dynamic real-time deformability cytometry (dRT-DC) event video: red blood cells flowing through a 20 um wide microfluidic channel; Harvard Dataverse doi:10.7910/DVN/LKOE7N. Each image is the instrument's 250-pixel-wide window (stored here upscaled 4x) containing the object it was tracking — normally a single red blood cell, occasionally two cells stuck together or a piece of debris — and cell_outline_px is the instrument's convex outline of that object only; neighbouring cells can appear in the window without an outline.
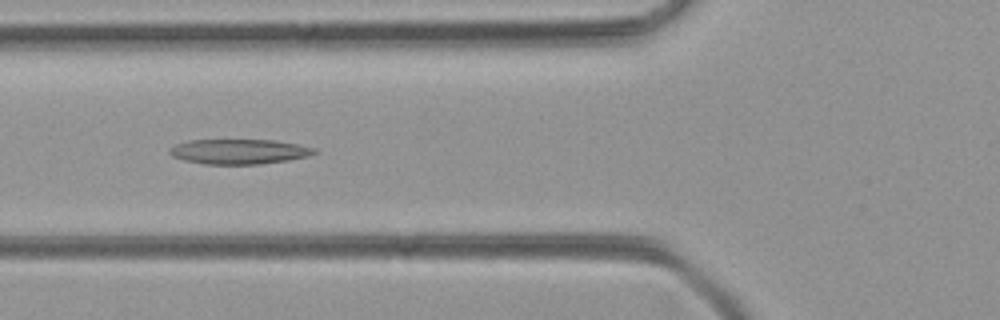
{"species": "common noctule bat (a hibernating species)", "species_latin": "Nyctalus noctula", "temperature_condition": "room temperature", "stored_images_in_passage": 27, "camera_frame_rate_fps": 3000, "um_per_image_px": 0.085, "animal": {"sex": "female", "body_mass_g": 21.9}, "frame": {"image": 1, "passage_image": 16, "time_ms": 5.0, "image_size_px": [1000, 320], "cell_outline_px": [[320, 152], [308, 156], [288, 160], [260, 164], [204, 164], [184, 160], [172, 156], [168, 152], [168, 148], [176, 144], [188, 140], [276, 140], [300, 144], [316, 148]], "centroid_in_image_um": [20.35, 12.88], "position_along_channel_um": 105.5, "area_um2": 21.27}}
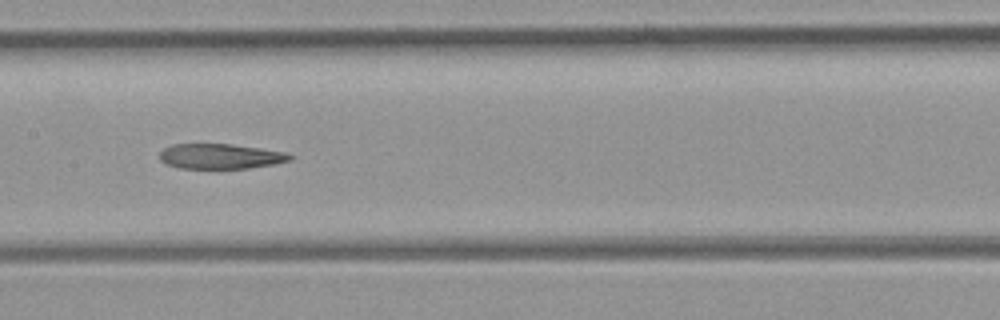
{"frame": {"image": 2, "passage_image": 22, "time_ms": 7.0, "image_size_px": [1000, 320], "cell_outline_px": [[296, 156], [292, 160], [272, 164], [248, 168], [180, 168], [164, 164], [160, 160], [160, 152], [164, 148], [172, 144], [232, 144], [260, 148], [284, 152]], "centroid_in_image_um": [18.73, 13.28], "position_along_channel_um": 188.7, "area_um2": 19.07}}
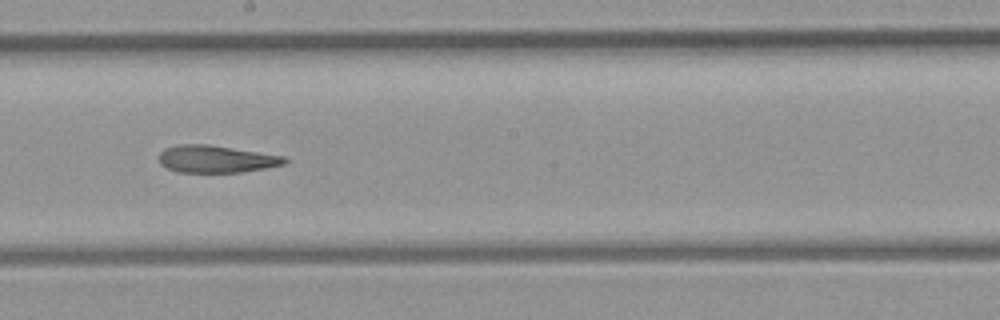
{"frame": {"image": 3, "passage_image": 25, "time_ms": 8.0, "image_size_px": [1000, 320], "cell_outline_px": [[288, 160], [284, 164], [264, 168], [240, 172], [176, 172], [160, 164], [160, 152], [164, 148], [180, 144], [208, 144], [284, 156]], "centroid_in_image_um": [18.34, 13.51], "position_along_channel_um": 229.9, "area_um2": 19.83}}